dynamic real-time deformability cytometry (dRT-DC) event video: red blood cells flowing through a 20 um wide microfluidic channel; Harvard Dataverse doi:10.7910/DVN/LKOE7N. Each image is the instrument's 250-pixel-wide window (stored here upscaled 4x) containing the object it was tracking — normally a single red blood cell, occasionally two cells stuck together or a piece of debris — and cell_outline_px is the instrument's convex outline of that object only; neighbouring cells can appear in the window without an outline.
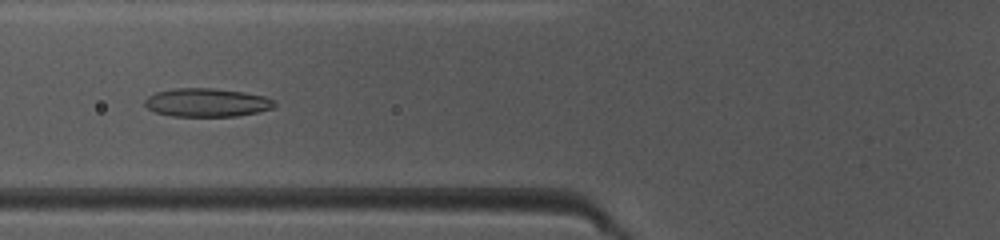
{"species": "common noctule bat (a hibernating species)", "species_latin": "Nyctalus noctula", "temperature_condition": "warm", "stored_images_in_passage": 36, "camera_frame_rate_fps": 3000, "um_per_image_px": 0.085, "animal": {"sex": "female", "body_mass_g": 10.0, "forearm_length_mm": 53.1}, "frame": {"image": 1, "passage_image": 10, "time_ms": 3.0, "image_size_px": [1000, 240], "cell_outline_px": [[276, 104], [272, 108], [260, 112], [236, 116], [172, 116], [156, 112], [148, 108], [144, 104], [144, 100], [148, 96], [156, 92], [176, 88], [212, 88], [244, 92], [264, 96], [276, 100]], "centroid_in_image_um": [17.6, 8.71], "position_along_channel_um": 108.2, "area_um2": 21.56}}
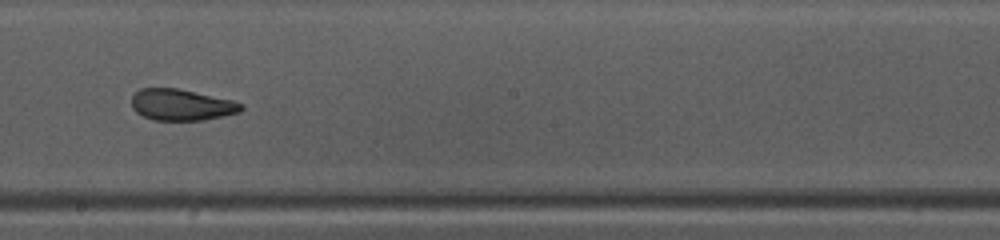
{"frame": {"image": 2, "passage_image": 19, "time_ms": 6.0, "image_size_px": [1000, 240], "cell_outline_px": [[244, 108], [240, 112], [224, 116], [200, 120], [152, 120], [136, 112], [132, 108], [132, 96], [140, 88], [176, 88], [232, 100], [244, 104]], "centroid_in_image_um": [15.43, 8.91], "position_along_channel_um": 232.8, "area_um2": 19.94}}
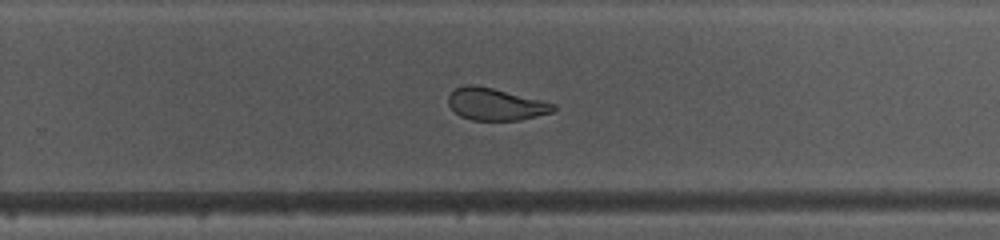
{"frame": {"image": 3, "passage_image": 23, "time_ms": 7.333, "image_size_px": [1000, 240], "cell_outline_px": [[556, 108], [552, 112], [520, 120], [472, 120], [460, 116], [448, 104], [448, 96], [456, 88], [468, 84], [476, 84], [556, 104]], "centroid_in_image_um": [42.1, 8.86], "position_along_channel_um": 287.7, "area_um2": 19.42}, "authors_computed_cell_mechanics": {"area_um2": 21.8195, "velocity_mm_per_s": 4.1338, "shape_relaxation_time_tau1_ms": null, "shape_relaxation_time_tau2_ms": 1.4131, "deformation_change_tau1": null, "deformation_change_tau2": 0.084}}